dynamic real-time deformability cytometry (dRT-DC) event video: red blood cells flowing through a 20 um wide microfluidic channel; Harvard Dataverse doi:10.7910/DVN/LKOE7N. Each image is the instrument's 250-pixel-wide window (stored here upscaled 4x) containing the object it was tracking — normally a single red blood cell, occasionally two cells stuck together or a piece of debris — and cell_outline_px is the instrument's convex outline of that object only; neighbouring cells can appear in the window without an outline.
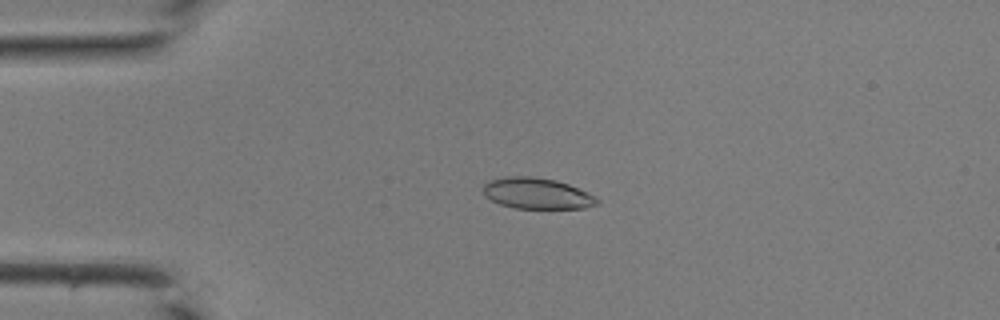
{"species": "common noctule bat (a hibernating species)", "species_latin": "Nyctalus noctula", "temperature_condition": "room temperature", "stored_images_in_passage": 42, "camera_frame_rate_fps": 3000, "um_per_image_px": 0.085, "animal": {"sex": "male", "body_mass_g": 19.0, "forearm_length_mm": 50.8}, "frame": {"image": 1, "passage_image": 10, "time_ms": 3.0, "image_size_px": [1000, 320], "cell_outline_px": [[600, 200], [596, 204], [584, 208], [516, 208], [500, 204], [484, 196], [484, 184], [488, 180], [504, 176], [532, 176], [556, 180], [568, 184], [588, 192]], "centroid_in_image_um": [45.62, 16.43], "position_along_channel_um": 39.4, "area_um2": 20.58}}
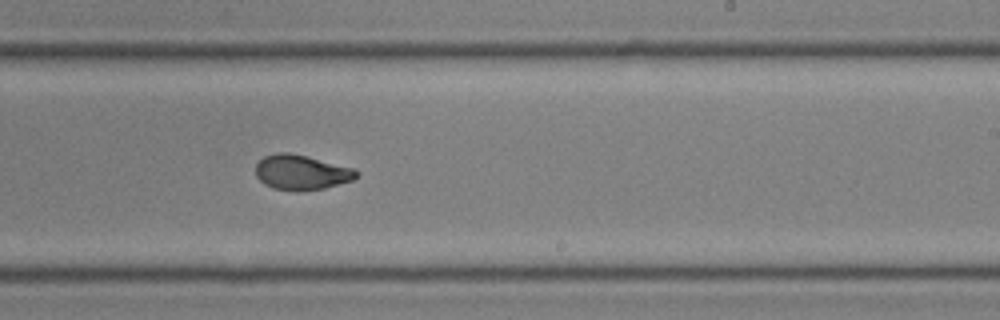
{"frame": {"image": 2, "passage_image": 26, "time_ms": 8.333, "image_size_px": [1000, 320], "cell_outline_px": [[360, 172], [352, 180], [324, 188], [300, 192], [296, 192], [272, 188], [264, 184], [256, 176], [256, 164], [264, 156], [280, 152], [288, 152], [308, 156], [352, 168]], "centroid_in_image_um": [25.59, 14.66], "position_along_channel_um": 263.4, "area_um2": 20.58}}
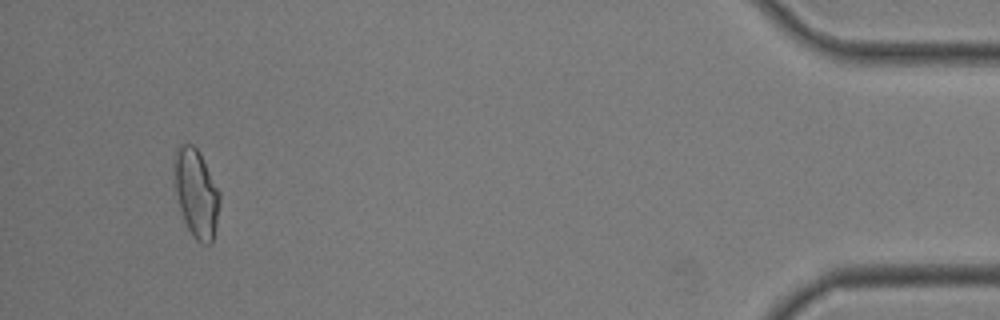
{"frame": {"image": 3, "passage_image": 40, "time_ms": 13.0, "image_size_px": [1000, 320], "cell_outline_px": [[220, 200], [216, 228], [212, 244], [200, 244], [192, 236], [184, 220], [180, 208], [176, 192], [176, 148], [180, 144], [192, 144], [200, 152], [220, 192]], "centroid_in_image_um": [16.73, 16.47], "position_along_channel_um": 418.5, "area_um2": 23.06}}